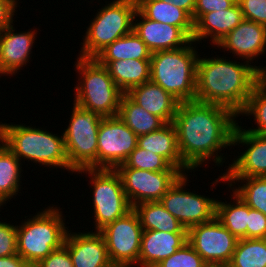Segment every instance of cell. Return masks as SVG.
Instances as JSON below:
<instances>
[{
	"instance_id": "6da1fadb",
	"label": "cell",
	"mask_w": 266,
	"mask_h": 267,
	"mask_svg": "<svg viewBox=\"0 0 266 267\" xmlns=\"http://www.w3.org/2000/svg\"><path fill=\"white\" fill-rule=\"evenodd\" d=\"M236 117L231 109L218 104L179 103L173 124L180 156L191 171L210 159L222 166L225 157L220 151L232 146Z\"/></svg>"
},
{
	"instance_id": "7a4b0ae2",
	"label": "cell",
	"mask_w": 266,
	"mask_h": 267,
	"mask_svg": "<svg viewBox=\"0 0 266 267\" xmlns=\"http://www.w3.org/2000/svg\"><path fill=\"white\" fill-rule=\"evenodd\" d=\"M259 67L218 56L199 57L196 101L225 106L238 116L259 82Z\"/></svg>"
},
{
	"instance_id": "3957f363",
	"label": "cell",
	"mask_w": 266,
	"mask_h": 267,
	"mask_svg": "<svg viewBox=\"0 0 266 267\" xmlns=\"http://www.w3.org/2000/svg\"><path fill=\"white\" fill-rule=\"evenodd\" d=\"M192 40L188 45L151 54L150 81L161 86L180 103L196 101L197 60Z\"/></svg>"
},
{
	"instance_id": "277c9868",
	"label": "cell",
	"mask_w": 266,
	"mask_h": 267,
	"mask_svg": "<svg viewBox=\"0 0 266 267\" xmlns=\"http://www.w3.org/2000/svg\"><path fill=\"white\" fill-rule=\"evenodd\" d=\"M2 142L21 161L26 159L46 167L75 172L70 164L62 136L23 124L3 123Z\"/></svg>"
},
{
	"instance_id": "5b68a950",
	"label": "cell",
	"mask_w": 266,
	"mask_h": 267,
	"mask_svg": "<svg viewBox=\"0 0 266 267\" xmlns=\"http://www.w3.org/2000/svg\"><path fill=\"white\" fill-rule=\"evenodd\" d=\"M53 207L48 206L17 225V254L31 267L64 245L69 229L65 227L60 207Z\"/></svg>"
},
{
	"instance_id": "8992f818",
	"label": "cell",
	"mask_w": 266,
	"mask_h": 267,
	"mask_svg": "<svg viewBox=\"0 0 266 267\" xmlns=\"http://www.w3.org/2000/svg\"><path fill=\"white\" fill-rule=\"evenodd\" d=\"M75 66L80 82L74 87L73 103L102 117L117 116L124 93L111 78L107 67L95 58L80 56Z\"/></svg>"
},
{
	"instance_id": "52a82bcc",
	"label": "cell",
	"mask_w": 266,
	"mask_h": 267,
	"mask_svg": "<svg viewBox=\"0 0 266 267\" xmlns=\"http://www.w3.org/2000/svg\"><path fill=\"white\" fill-rule=\"evenodd\" d=\"M98 10L86 29L80 57L94 58L107 45L133 31L136 0H113Z\"/></svg>"
},
{
	"instance_id": "ba28073f",
	"label": "cell",
	"mask_w": 266,
	"mask_h": 267,
	"mask_svg": "<svg viewBox=\"0 0 266 267\" xmlns=\"http://www.w3.org/2000/svg\"><path fill=\"white\" fill-rule=\"evenodd\" d=\"M64 141L71 168L97 169L98 130L102 116L73 103Z\"/></svg>"
},
{
	"instance_id": "9c48e42d",
	"label": "cell",
	"mask_w": 266,
	"mask_h": 267,
	"mask_svg": "<svg viewBox=\"0 0 266 267\" xmlns=\"http://www.w3.org/2000/svg\"><path fill=\"white\" fill-rule=\"evenodd\" d=\"M76 172H85L91 177L95 231L101 230L132 209L121 177L115 169H81Z\"/></svg>"
},
{
	"instance_id": "30bf717a",
	"label": "cell",
	"mask_w": 266,
	"mask_h": 267,
	"mask_svg": "<svg viewBox=\"0 0 266 267\" xmlns=\"http://www.w3.org/2000/svg\"><path fill=\"white\" fill-rule=\"evenodd\" d=\"M98 232L104 238L113 265L134 267L138 264L143 229L133 208Z\"/></svg>"
},
{
	"instance_id": "8fae6325",
	"label": "cell",
	"mask_w": 266,
	"mask_h": 267,
	"mask_svg": "<svg viewBox=\"0 0 266 267\" xmlns=\"http://www.w3.org/2000/svg\"><path fill=\"white\" fill-rule=\"evenodd\" d=\"M187 177L186 173L182 174L160 202L188 230L215 218L217 199L187 191Z\"/></svg>"
},
{
	"instance_id": "7c38bea8",
	"label": "cell",
	"mask_w": 266,
	"mask_h": 267,
	"mask_svg": "<svg viewBox=\"0 0 266 267\" xmlns=\"http://www.w3.org/2000/svg\"><path fill=\"white\" fill-rule=\"evenodd\" d=\"M138 136L120 119L103 117L98 130L97 169H115L137 147Z\"/></svg>"
},
{
	"instance_id": "4fadbf2b",
	"label": "cell",
	"mask_w": 266,
	"mask_h": 267,
	"mask_svg": "<svg viewBox=\"0 0 266 267\" xmlns=\"http://www.w3.org/2000/svg\"><path fill=\"white\" fill-rule=\"evenodd\" d=\"M237 241L238 239L216 217L187 230V242L206 264L227 267L232 259Z\"/></svg>"
},
{
	"instance_id": "5bb4252c",
	"label": "cell",
	"mask_w": 266,
	"mask_h": 267,
	"mask_svg": "<svg viewBox=\"0 0 266 267\" xmlns=\"http://www.w3.org/2000/svg\"><path fill=\"white\" fill-rule=\"evenodd\" d=\"M120 175L126 197L132 208L143 202L160 201L183 174L181 171H148L135 168H115Z\"/></svg>"
},
{
	"instance_id": "9a60e30c",
	"label": "cell",
	"mask_w": 266,
	"mask_h": 267,
	"mask_svg": "<svg viewBox=\"0 0 266 267\" xmlns=\"http://www.w3.org/2000/svg\"><path fill=\"white\" fill-rule=\"evenodd\" d=\"M243 144L244 152L231 164H228L225 177H266V134H255L242 126H235L232 146Z\"/></svg>"
},
{
	"instance_id": "2e32d148",
	"label": "cell",
	"mask_w": 266,
	"mask_h": 267,
	"mask_svg": "<svg viewBox=\"0 0 266 267\" xmlns=\"http://www.w3.org/2000/svg\"><path fill=\"white\" fill-rule=\"evenodd\" d=\"M137 17L139 20L136 19ZM134 21L133 32L146 44L151 53L178 49L192 41L181 28L150 20L138 9L134 15Z\"/></svg>"
},
{
	"instance_id": "e0dca14e",
	"label": "cell",
	"mask_w": 266,
	"mask_h": 267,
	"mask_svg": "<svg viewBox=\"0 0 266 267\" xmlns=\"http://www.w3.org/2000/svg\"><path fill=\"white\" fill-rule=\"evenodd\" d=\"M64 246L68 249L74 267H111L106 243L98 232H78L69 230Z\"/></svg>"
},
{
	"instance_id": "ac0fdd59",
	"label": "cell",
	"mask_w": 266,
	"mask_h": 267,
	"mask_svg": "<svg viewBox=\"0 0 266 267\" xmlns=\"http://www.w3.org/2000/svg\"><path fill=\"white\" fill-rule=\"evenodd\" d=\"M216 46L230 51L234 54V57H241L242 60L246 59L250 63L252 60H256L258 56L265 54L266 26L244 19Z\"/></svg>"
},
{
	"instance_id": "d6986e66",
	"label": "cell",
	"mask_w": 266,
	"mask_h": 267,
	"mask_svg": "<svg viewBox=\"0 0 266 267\" xmlns=\"http://www.w3.org/2000/svg\"><path fill=\"white\" fill-rule=\"evenodd\" d=\"M11 23L0 32V74L15 75L30 61V54L36 40L35 30L14 32Z\"/></svg>"
},
{
	"instance_id": "ffe728a7",
	"label": "cell",
	"mask_w": 266,
	"mask_h": 267,
	"mask_svg": "<svg viewBox=\"0 0 266 267\" xmlns=\"http://www.w3.org/2000/svg\"><path fill=\"white\" fill-rule=\"evenodd\" d=\"M185 243H187V233L143 230L137 265L139 267H155Z\"/></svg>"
},
{
	"instance_id": "44dd1931",
	"label": "cell",
	"mask_w": 266,
	"mask_h": 267,
	"mask_svg": "<svg viewBox=\"0 0 266 267\" xmlns=\"http://www.w3.org/2000/svg\"><path fill=\"white\" fill-rule=\"evenodd\" d=\"M243 20L238 2L227 10L206 13L194 24L192 40L197 43L210 37V41L215 46Z\"/></svg>"
},
{
	"instance_id": "7402d4cb",
	"label": "cell",
	"mask_w": 266,
	"mask_h": 267,
	"mask_svg": "<svg viewBox=\"0 0 266 267\" xmlns=\"http://www.w3.org/2000/svg\"><path fill=\"white\" fill-rule=\"evenodd\" d=\"M126 94L139 106L160 117L165 123L173 122L180 103L152 81L134 87Z\"/></svg>"
},
{
	"instance_id": "603a6c76",
	"label": "cell",
	"mask_w": 266,
	"mask_h": 267,
	"mask_svg": "<svg viewBox=\"0 0 266 267\" xmlns=\"http://www.w3.org/2000/svg\"><path fill=\"white\" fill-rule=\"evenodd\" d=\"M137 146L162 156L171 166L183 174L191 169L182 161L177 145V131L173 122L166 123L160 129L138 137Z\"/></svg>"
},
{
	"instance_id": "cb8c5ba5",
	"label": "cell",
	"mask_w": 266,
	"mask_h": 267,
	"mask_svg": "<svg viewBox=\"0 0 266 267\" xmlns=\"http://www.w3.org/2000/svg\"><path fill=\"white\" fill-rule=\"evenodd\" d=\"M137 9L148 19L181 28L191 39L194 33L192 17L172 3L161 0H136Z\"/></svg>"
},
{
	"instance_id": "d4e9b609",
	"label": "cell",
	"mask_w": 266,
	"mask_h": 267,
	"mask_svg": "<svg viewBox=\"0 0 266 267\" xmlns=\"http://www.w3.org/2000/svg\"><path fill=\"white\" fill-rule=\"evenodd\" d=\"M106 67L111 78L124 94L150 81V60H116L111 61Z\"/></svg>"
},
{
	"instance_id": "484cf974",
	"label": "cell",
	"mask_w": 266,
	"mask_h": 267,
	"mask_svg": "<svg viewBox=\"0 0 266 267\" xmlns=\"http://www.w3.org/2000/svg\"><path fill=\"white\" fill-rule=\"evenodd\" d=\"M151 54L146 44L132 31L107 45L94 58L107 66L116 60H150Z\"/></svg>"
},
{
	"instance_id": "4316f807",
	"label": "cell",
	"mask_w": 266,
	"mask_h": 267,
	"mask_svg": "<svg viewBox=\"0 0 266 267\" xmlns=\"http://www.w3.org/2000/svg\"><path fill=\"white\" fill-rule=\"evenodd\" d=\"M139 216L143 230L170 233H187V229L171 215L160 201L143 202L133 207Z\"/></svg>"
},
{
	"instance_id": "83f0119b",
	"label": "cell",
	"mask_w": 266,
	"mask_h": 267,
	"mask_svg": "<svg viewBox=\"0 0 266 267\" xmlns=\"http://www.w3.org/2000/svg\"><path fill=\"white\" fill-rule=\"evenodd\" d=\"M118 116L138 137L166 124L160 117L135 103L127 94H123L121 98Z\"/></svg>"
},
{
	"instance_id": "f1b7e54d",
	"label": "cell",
	"mask_w": 266,
	"mask_h": 267,
	"mask_svg": "<svg viewBox=\"0 0 266 267\" xmlns=\"http://www.w3.org/2000/svg\"><path fill=\"white\" fill-rule=\"evenodd\" d=\"M231 196L233 203L217 200L215 217L237 239L247 238L248 205L235 192Z\"/></svg>"
},
{
	"instance_id": "f546056e",
	"label": "cell",
	"mask_w": 266,
	"mask_h": 267,
	"mask_svg": "<svg viewBox=\"0 0 266 267\" xmlns=\"http://www.w3.org/2000/svg\"><path fill=\"white\" fill-rule=\"evenodd\" d=\"M21 161L2 142L0 143V208L20 191ZM10 199V200H9Z\"/></svg>"
},
{
	"instance_id": "4dcf8cb0",
	"label": "cell",
	"mask_w": 266,
	"mask_h": 267,
	"mask_svg": "<svg viewBox=\"0 0 266 267\" xmlns=\"http://www.w3.org/2000/svg\"><path fill=\"white\" fill-rule=\"evenodd\" d=\"M241 180V182H240ZM227 182L235 192L251 209L258 210L266 216V177H225L224 173L215 182ZM243 183L242 186L232 188L233 183Z\"/></svg>"
},
{
	"instance_id": "1f68e13d",
	"label": "cell",
	"mask_w": 266,
	"mask_h": 267,
	"mask_svg": "<svg viewBox=\"0 0 266 267\" xmlns=\"http://www.w3.org/2000/svg\"><path fill=\"white\" fill-rule=\"evenodd\" d=\"M227 267H266V238L238 239Z\"/></svg>"
},
{
	"instance_id": "d6a6232c",
	"label": "cell",
	"mask_w": 266,
	"mask_h": 267,
	"mask_svg": "<svg viewBox=\"0 0 266 267\" xmlns=\"http://www.w3.org/2000/svg\"><path fill=\"white\" fill-rule=\"evenodd\" d=\"M116 168H135L153 172L180 171L178 168L171 166L162 156L138 146L131 152L128 159Z\"/></svg>"
},
{
	"instance_id": "836d02e7",
	"label": "cell",
	"mask_w": 266,
	"mask_h": 267,
	"mask_svg": "<svg viewBox=\"0 0 266 267\" xmlns=\"http://www.w3.org/2000/svg\"><path fill=\"white\" fill-rule=\"evenodd\" d=\"M240 115H252L254 117L257 127L246 129V131L255 134H266V87L260 82L254 87L246 106L238 116Z\"/></svg>"
},
{
	"instance_id": "e575fe53",
	"label": "cell",
	"mask_w": 266,
	"mask_h": 267,
	"mask_svg": "<svg viewBox=\"0 0 266 267\" xmlns=\"http://www.w3.org/2000/svg\"><path fill=\"white\" fill-rule=\"evenodd\" d=\"M206 262L187 242L155 267H204Z\"/></svg>"
},
{
	"instance_id": "d590c367",
	"label": "cell",
	"mask_w": 266,
	"mask_h": 267,
	"mask_svg": "<svg viewBox=\"0 0 266 267\" xmlns=\"http://www.w3.org/2000/svg\"><path fill=\"white\" fill-rule=\"evenodd\" d=\"M243 17L266 26V0H237Z\"/></svg>"
},
{
	"instance_id": "8d00e7d4",
	"label": "cell",
	"mask_w": 266,
	"mask_h": 267,
	"mask_svg": "<svg viewBox=\"0 0 266 267\" xmlns=\"http://www.w3.org/2000/svg\"><path fill=\"white\" fill-rule=\"evenodd\" d=\"M17 254V225L0 221V257Z\"/></svg>"
},
{
	"instance_id": "74e56055",
	"label": "cell",
	"mask_w": 266,
	"mask_h": 267,
	"mask_svg": "<svg viewBox=\"0 0 266 267\" xmlns=\"http://www.w3.org/2000/svg\"><path fill=\"white\" fill-rule=\"evenodd\" d=\"M266 238V216L248 206L247 239Z\"/></svg>"
},
{
	"instance_id": "f35d334b",
	"label": "cell",
	"mask_w": 266,
	"mask_h": 267,
	"mask_svg": "<svg viewBox=\"0 0 266 267\" xmlns=\"http://www.w3.org/2000/svg\"><path fill=\"white\" fill-rule=\"evenodd\" d=\"M237 0H196L194 9V24L206 13L227 10L231 8Z\"/></svg>"
},
{
	"instance_id": "ab89813d",
	"label": "cell",
	"mask_w": 266,
	"mask_h": 267,
	"mask_svg": "<svg viewBox=\"0 0 266 267\" xmlns=\"http://www.w3.org/2000/svg\"><path fill=\"white\" fill-rule=\"evenodd\" d=\"M34 267H74L68 249L63 245L42 259Z\"/></svg>"
},
{
	"instance_id": "60d3db41",
	"label": "cell",
	"mask_w": 266,
	"mask_h": 267,
	"mask_svg": "<svg viewBox=\"0 0 266 267\" xmlns=\"http://www.w3.org/2000/svg\"><path fill=\"white\" fill-rule=\"evenodd\" d=\"M17 4V0H0V32L13 23Z\"/></svg>"
},
{
	"instance_id": "b9f144b4",
	"label": "cell",
	"mask_w": 266,
	"mask_h": 267,
	"mask_svg": "<svg viewBox=\"0 0 266 267\" xmlns=\"http://www.w3.org/2000/svg\"><path fill=\"white\" fill-rule=\"evenodd\" d=\"M0 267H31L19 254L0 257Z\"/></svg>"
},
{
	"instance_id": "7bdbcfd3",
	"label": "cell",
	"mask_w": 266,
	"mask_h": 267,
	"mask_svg": "<svg viewBox=\"0 0 266 267\" xmlns=\"http://www.w3.org/2000/svg\"><path fill=\"white\" fill-rule=\"evenodd\" d=\"M166 3H172L174 6L186 11L193 19L194 22V9L196 0H161Z\"/></svg>"
},
{
	"instance_id": "ee69618b",
	"label": "cell",
	"mask_w": 266,
	"mask_h": 267,
	"mask_svg": "<svg viewBox=\"0 0 266 267\" xmlns=\"http://www.w3.org/2000/svg\"><path fill=\"white\" fill-rule=\"evenodd\" d=\"M259 82L266 87V67H259Z\"/></svg>"
},
{
	"instance_id": "f6af8a7d",
	"label": "cell",
	"mask_w": 266,
	"mask_h": 267,
	"mask_svg": "<svg viewBox=\"0 0 266 267\" xmlns=\"http://www.w3.org/2000/svg\"><path fill=\"white\" fill-rule=\"evenodd\" d=\"M3 134V123H0V143H2V135Z\"/></svg>"
},
{
	"instance_id": "bcb514c9",
	"label": "cell",
	"mask_w": 266,
	"mask_h": 267,
	"mask_svg": "<svg viewBox=\"0 0 266 267\" xmlns=\"http://www.w3.org/2000/svg\"><path fill=\"white\" fill-rule=\"evenodd\" d=\"M204 267H225V266L206 264Z\"/></svg>"
},
{
	"instance_id": "7dc6e473",
	"label": "cell",
	"mask_w": 266,
	"mask_h": 267,
	"mask_svg": "<svg viewBox=\"0 0 266 267\" xmlns=\"http://www.w3.org/2000/svg\"><path fill=\"white\" fill-rule=\"evenodd\" d=\"M111 267H127V266H123V265H112Z\"/></svg>"
}]
</instances>
